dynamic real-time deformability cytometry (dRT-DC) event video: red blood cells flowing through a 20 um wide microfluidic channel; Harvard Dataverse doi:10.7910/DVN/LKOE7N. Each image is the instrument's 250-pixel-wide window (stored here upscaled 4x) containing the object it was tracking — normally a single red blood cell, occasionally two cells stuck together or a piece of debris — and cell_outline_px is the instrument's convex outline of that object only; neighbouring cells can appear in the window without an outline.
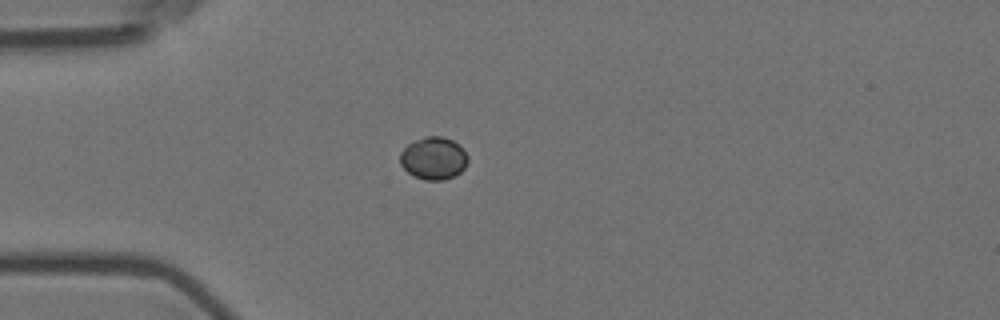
{"species": "Egyptian fruit bat (a non-hibernating species)", "species_latin": "Rousettus aegyptiacus", "temperature_condition": "room temperature", "stored_images_in_passage": 6, "camera_frame_rate_fps": 3000, "um_per_image_px": 0.085, "animal": {"sex": "female"}, "frame": {"image": 1, "passage_image": 1, "time_ms": 0.0, "image_size_px": [1000, 320], "cell_outline_px": [[468, 160], [464, 168], [456, 176], [444, 180], [424, 180], [408, 172], [400, 164], [400, 152], [408, 144], [424, 136], [444, 136], [452, 140], [468, 156]], "centroid_in_image_um": [36.84, 13.46], "position_along_channel_um": 48.2, "area_um2": 16.7}}
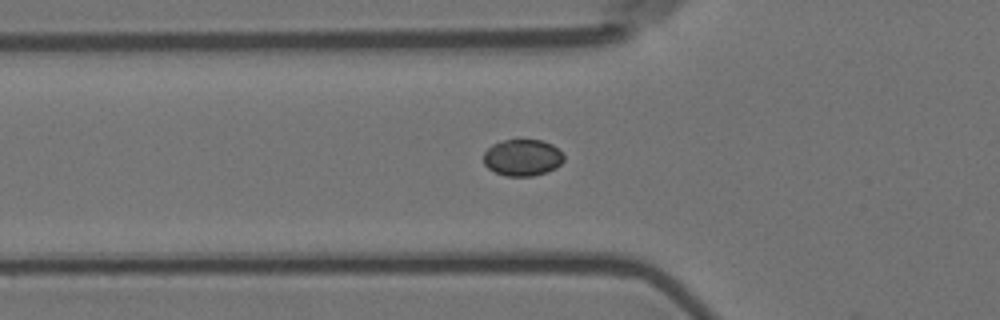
{"frame": {"image": 2, "passage_image": 5, "time_ms": 1.333, "image_size_px": [1000, 320], "cell_outline_px": [[564, 160], [556, 168], [548, 172], [532, 176], [504, 176], [488, 168], [484, 164], [484, 152], [492, 144], [504, 140], [544, 140], [552, 144], [564, 156]], "centroid_in_image_um": [44.41, 13.4], "position_along_channel_um": 81.4, "area_um2": 17.17}}